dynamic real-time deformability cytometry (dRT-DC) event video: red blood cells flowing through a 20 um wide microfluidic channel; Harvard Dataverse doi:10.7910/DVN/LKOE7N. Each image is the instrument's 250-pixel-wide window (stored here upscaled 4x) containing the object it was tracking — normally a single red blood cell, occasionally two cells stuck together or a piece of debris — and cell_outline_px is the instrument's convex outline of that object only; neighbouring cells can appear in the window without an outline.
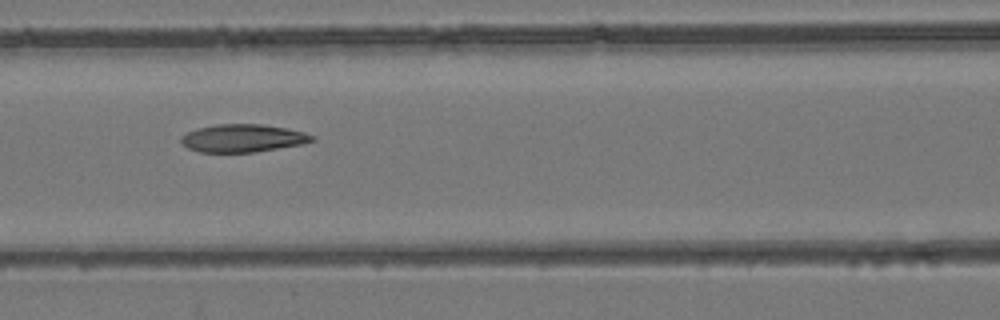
{"species": "common noctule bat (a hibernating species)", "species_latin": "Nyctalus noctula", "temperature_condition": "room temperature", "stored_images_in_passage": 8, "camera_frame_rate_fps": 3000, "um_per_image_px": 0.085, "animal": {"sex": "female", "body_mass_g": 24.6, "forearm_length_mm": 56.2}, "frame": {"image": 1, "passage_image": 8, "time_ms": 8.667, "image_size_px": [1000, 320], "cell_outline_px": [[316, 140], [304, 144], [252, 152], [200, 152], [188, 148], [180, 140], [180, 136], [196, 128], [216, 124], [260, 124], [288, 128], [304, 132], [316, 136]], "centroid_in_image_um": [20.67, 11.74], "position_along_channel_um": 145.9, "area_um2": 21.33}}